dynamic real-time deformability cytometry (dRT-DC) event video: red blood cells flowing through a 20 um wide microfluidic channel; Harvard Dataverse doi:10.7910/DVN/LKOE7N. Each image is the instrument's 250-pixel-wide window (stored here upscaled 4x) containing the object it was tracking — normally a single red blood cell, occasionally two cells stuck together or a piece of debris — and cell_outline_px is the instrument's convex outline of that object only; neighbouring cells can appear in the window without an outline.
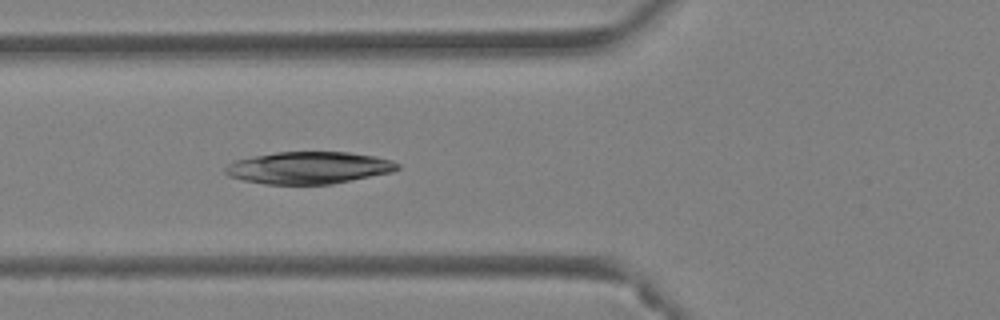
{"species": "Egyptian fruit bat (a non-hibernating species)", "species_latin": "Rousettus aegyptiacus", "temperature_condition": "warm", "stored_images_in_passage": 32, "camera_frame_rate_fps": 3000, "um_per_image_px": 0.085, "animal": {"sex": "female"}, "frame": {"image": 1, "passage_image": 8, "time_ms": 2.333, "image_size_px": [1000, 320], "cell_outline_px": [[400, 168], [392, 172], [332, 184], [264, 184], [244, 180], [228, 176], [224, 172], [224, 168], [228, 164], [236, 160], [252, 156], [276, 152], [348, 152], [376, 156], [392, 160], [400, 164]], "centroid_in_image_um": [26.25, 14.25], "position_along_channel_um": 99.5, "area_um2": 32.31}}
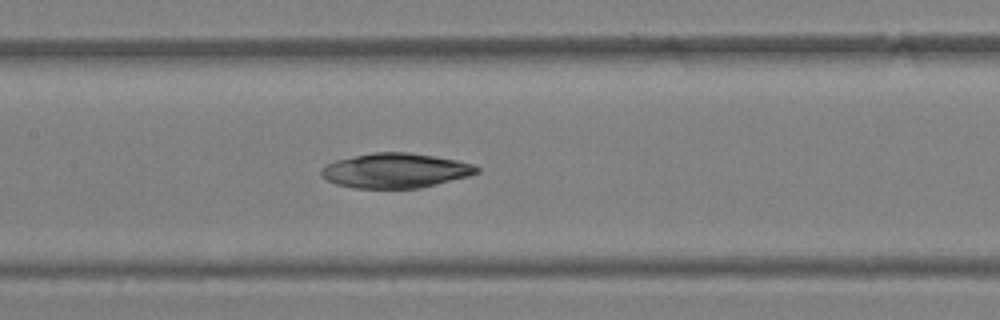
{"frame": {"image": 2, "passage_image": 13, "time_ms": 4.0, "image_size_px": [1000, 320], "cell_outline_px": [[480, 172], [468, 176], [420, 188], [356, 188], [336, 184], [328, 180], [320, 172], [328, 164], [336, 160], [372, 152], [408, 152], [456, 160], [472, 164], [480, 168]], "centroid_in_image_um": [33.64, 14.5], "position_along_channel_um": 173.8, "area_um2": 31.1}}
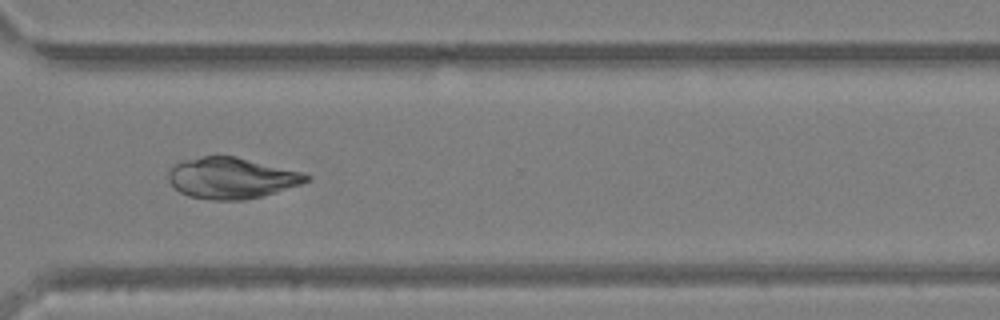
{"frame": {"image": 3, "passage_image": 25, "time_ms": 8.0, "image_size_px": [1000, 320], "cell_outline_px": [[312, 180], [276, 192], [244, 200], [212, 200], [188, 196], [180, 192], [168, 180], [168, 172], [172, 164], [184, 160], [204, 156], [236, 156], [304, 172], [312, 176]], "centroid_in_image_um": [19.69, 15.12], "position_along_channel_um": 350.9, "area_um2": 33.18}}